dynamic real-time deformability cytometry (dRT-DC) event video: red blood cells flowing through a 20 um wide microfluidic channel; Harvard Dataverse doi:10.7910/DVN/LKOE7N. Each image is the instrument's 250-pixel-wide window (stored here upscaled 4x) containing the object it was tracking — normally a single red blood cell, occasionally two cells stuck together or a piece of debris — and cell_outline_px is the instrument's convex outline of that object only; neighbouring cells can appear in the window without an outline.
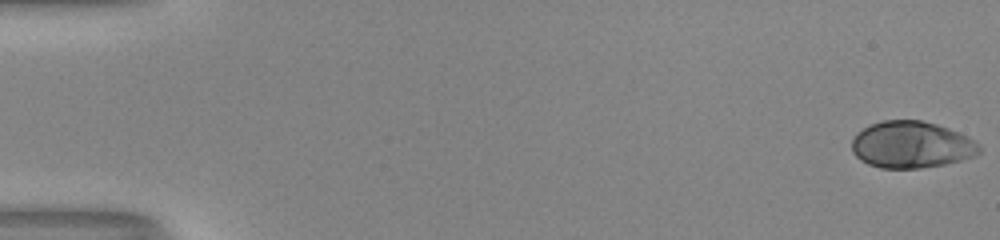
{"species": "human", "species_latin": "Homo sapiens", "temperature_condition": "room temperature", "stored_images_in_passage": 53, "camera_frame_rate_fps": 3000, "um_per_image_px": 0.085, "donor": {"sex": "male"}, "frame": {"image": 1, "passage_image": 1, "time_ms": 0.0, "image_size_px": [1000, 240], "cell_outline_px": [[980, 152], [976, 156], [944, 164], [920, 168], [880, 168], [868, 164], [860, 160], [852, 152], [852, 140], [856, 132], [868, 124], [884, 120], [920, 120], [936, 124], [948, 128], [968, 136], [980, 144]], "centroid_in_image_um": [77.45, 12.29], "position_along_channel_um": 7.5, "area_um2": 34.97}}
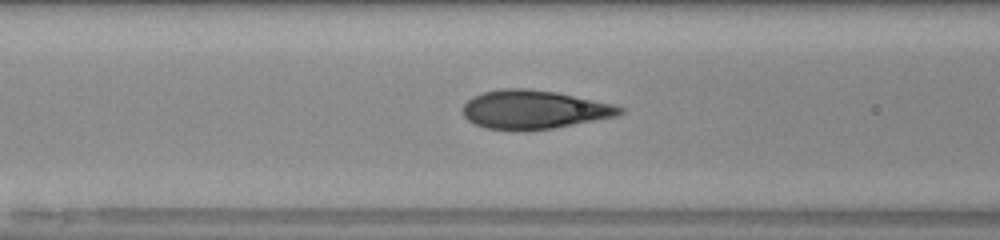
{"frame": {"image": 2, "passage_image": 23, "time_ms": 7.333, "image_size_px": [1000, 240], "cell_outline_px": [[628, 108], [624, 112], [616, 116], [552, 128], [484, 128], [468, 120], [464, 116], [460, 108], [472, 96], [484, 92], [500, 88], [528, 88], [556, 92], [612, 104]], "centroid_in_image_um": [45.38, 9.27], "position_along_channel_um": 121.2, "area_um2": 34.74}}
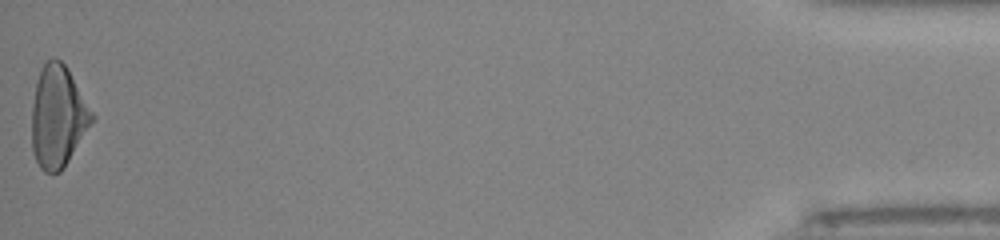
{"frame": {"image": 3, "passage_image": 53, "time_ms": 17.333, "image_size_px": [1000, 240], "cell_outline_px": [[96, 116], [64, 168], [60, 172], [52, 176], [44, 172], [40, 168], [36, 160], [32, 148], [32, 104], [36, 80], [40, 68], [52, 56], [60, 60], [68, 68]], "centroid_in_image_um": [4.92, 9.91], "position_along_channel_um": 430.3, "area_um2": 36.13}, "authors_computed_cell_mechanics": {"area_um2": 35.0268, "velocity_mm_per_s": 4.0639, "shape_relaxation_time_tau1_ms": 7.0533, "shape_relaxation_time_tau2_ms": null, "deformation_change_tau1": 0.2803, "deformation_change_tau2": null}}